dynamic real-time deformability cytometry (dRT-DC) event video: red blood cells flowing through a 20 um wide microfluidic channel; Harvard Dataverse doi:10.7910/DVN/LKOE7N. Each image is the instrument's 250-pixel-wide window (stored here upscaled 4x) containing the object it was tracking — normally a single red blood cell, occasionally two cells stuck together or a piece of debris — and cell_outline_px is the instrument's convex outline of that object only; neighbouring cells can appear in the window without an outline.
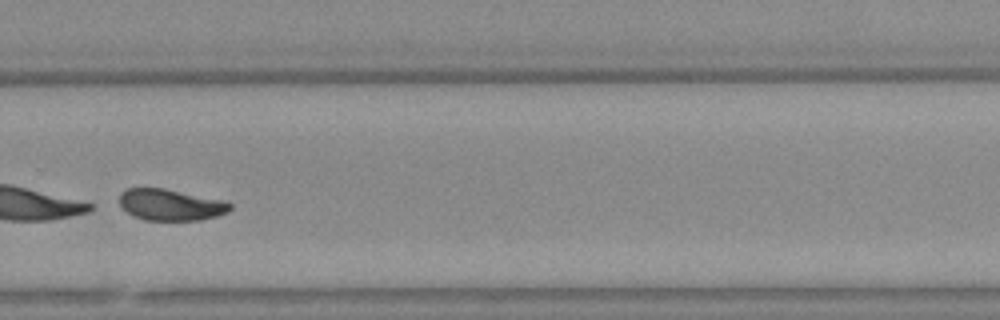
{"species": "Egyptian fruit bat (a non-hibernating species)", "species_latin": "Rousettus aegyptiacus", "temperature_condition": "warm", "stored_images_in_passage": 31, "camera_frame_rate_fps": 3000, "um_per_image_px": 0.085, "animal": {"sex": "female"}, "frame": {"image": 1, "passage_image": 25, "time_ms": 8.0, "image_size_px": [1000, 320], "cell_outline_px": [[232, 208], [228, 212], [216, 216], [200, 220], [144, 220], [132, 216], [120, 204], [120, 192], [128, 188], [164, 188], [224, 200], [232, 204]], "centroid_in_image_um": [14.52, 17.4], "position_along_channel_um": 315.3, "area_um2": 20.29}}